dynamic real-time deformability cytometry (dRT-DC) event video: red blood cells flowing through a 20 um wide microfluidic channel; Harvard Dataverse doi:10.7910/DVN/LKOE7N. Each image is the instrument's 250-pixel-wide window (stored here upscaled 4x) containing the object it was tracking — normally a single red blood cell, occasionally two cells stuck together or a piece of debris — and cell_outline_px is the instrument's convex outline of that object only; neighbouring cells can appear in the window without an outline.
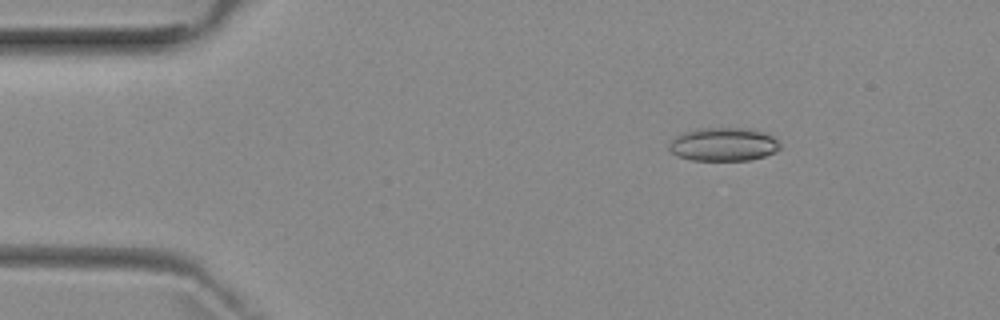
{"species": "common noctule bat (a hibernating species)", "species_latin": "Nyctalus noctula", "temperature_condition": "room temperature", "stored_images_in_passage": 6, "camera_frame_rate_fps": 3000, "um_per_image_px": 0.085, "animal": {"sex": "female", "body_mass_g": 29.2, "forearm_length_mm": 56.3}, "frame": {"image": 1, "passage_image": 3, "time_ms": 2.333, "image_size_px": [1000, 320], "cell_outline_px": [[780, 148], [776, 152], [764, 156], [748, 160], [692, 160], [676, 156], [668, 148], [668, 144], [676, 136], [684, 132], [696, 128], [748, 128], [764, 132], [772, 136], [780, 144]], "centroid_in_image_um": [61.48, 12.27], "position_along_channel_um": 23.5, "area_um2": 21.68}}
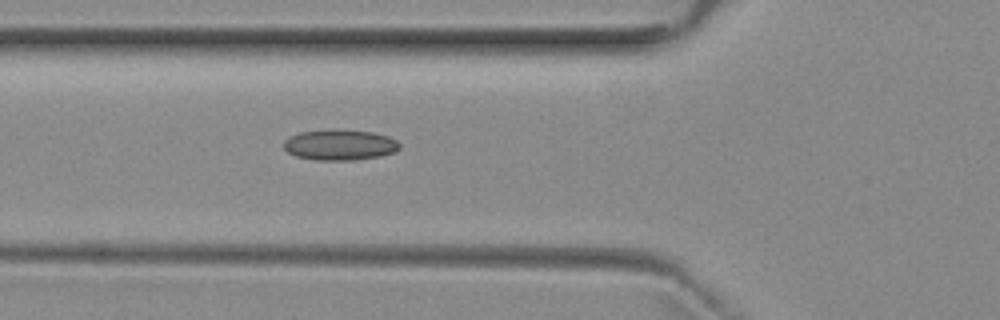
{"frame": {"image": 2, "passage_image": 6, "time_ms": 6.0, "image_size_px": [1000, 320], "cell_outline_px": [[400, 148], [396, 152], [380, 156], [356, 160], [316, 160], [296, 156], [288, 152], [284, 148], [284, 140], [300, 132], [332, 128], [372, 132], [388, 136], [396, 140], [400, 144]], "centroid_in_image_um": [28.91, 12.3], "position_along_channel_um": 96.9, "area_um2": 20.92}}